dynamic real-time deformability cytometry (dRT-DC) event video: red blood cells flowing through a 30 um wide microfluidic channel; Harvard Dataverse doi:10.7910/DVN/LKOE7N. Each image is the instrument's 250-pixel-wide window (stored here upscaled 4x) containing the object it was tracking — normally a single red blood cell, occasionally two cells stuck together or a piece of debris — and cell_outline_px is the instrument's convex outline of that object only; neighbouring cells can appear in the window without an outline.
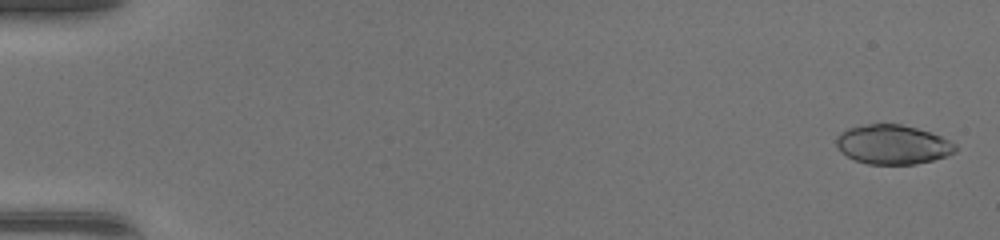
{"species": "common noctule bat (a hibernating species)", "species_latin": "Nyctalus noctula", "temperature_condition": "warm", "stored_images_in_passage": 48, "segment_of_instrument_passage": [1, 2], "camera_frame_rate_fps": 3000, "um_per_image_px": 0.085, "animal": {"sex": "female", "body_mass_g": 17.0, "forearm_length_mm": 48.0}, "frame": {"image": 1, "passage_image": 2, "time_ms": 0.333, "image_size_px": [1000, 240], "cell_outline_px": [[956, 152], [932, 160], [916, 164], [868, 164], [852, 160], [836, 144], [836, 136], [840, 132], [848, 128], [868, 124], [900, 124], [916, 128], [940, 136], [956, 144]], "centroid_in_image_um": [75.86, 12.29], "position_along_channel_um": 9.1, "area_um2": 27.05}}
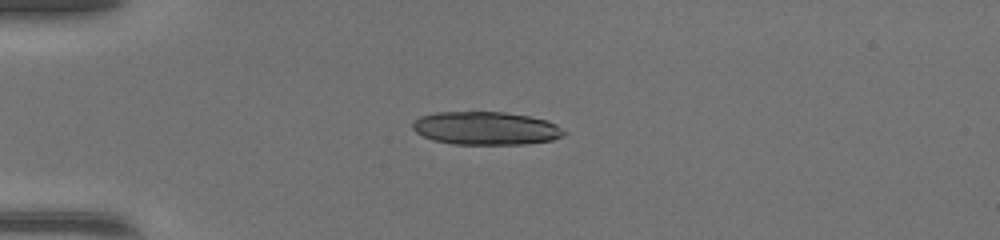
{"frame": {"image": 2, "passage_image": 14, "time_ms": 4.333, "image_size_px": [1000, 240], "cell_outline_px": [[568, 132], [564, 136], [552, 140], [524, 144], [452, 144], [432, 140], [416, 132], [412, 128], [412, 124], [420, 116], [436, 112], [504, 112], [528, 116], [548, 120], [556, 124]], "centroid_in_image_um": [41.33, 10.9], "position_along_channel_um": 43.7, "area_um2": 29.36}}